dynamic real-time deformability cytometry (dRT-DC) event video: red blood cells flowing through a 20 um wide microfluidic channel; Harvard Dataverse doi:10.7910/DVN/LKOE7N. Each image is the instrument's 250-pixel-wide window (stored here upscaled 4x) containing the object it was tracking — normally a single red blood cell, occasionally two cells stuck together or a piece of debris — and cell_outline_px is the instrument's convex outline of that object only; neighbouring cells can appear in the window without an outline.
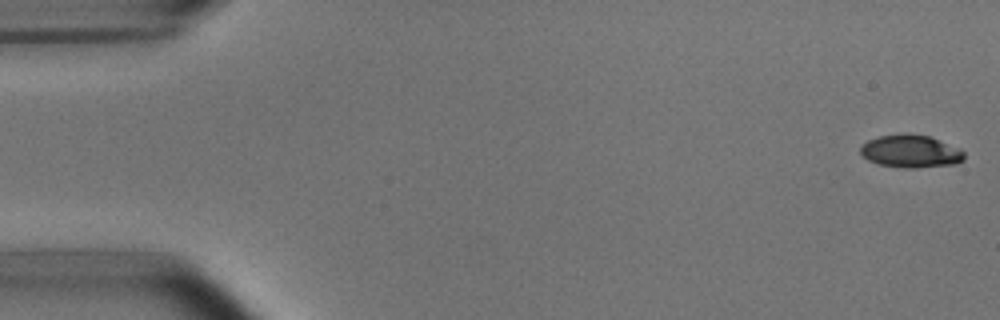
{"species": "common noctule bat (a hibernating species)", "species_latin": "Nyctalus noctula", "temperature_condition": "room temperature", "stored_images_in_passage": 15, "camera_frame_rate_fps": 3000, "um_per_image_px": 0.085, "animal": {"sex": "male", "body_mass_g": 15.6}, "frame": {"image": 1, "passage_image": 1, "time_ms": 0.0, "image_size_px": [1000, 320], "cell_outline_px": [[964, 160], [956, 164], [916, 168], [904, 168], [880, 164], [868, 160], [860, 152], [860, 148], [868, 140], [880, 136], [904, 132], [908, 132], [928, 136], [960, 148], [964, 152]], "centroid_in_image_um": [77.43, 12.85], "position_along_channel_um": 7.6, "area_um2": 19.88}}
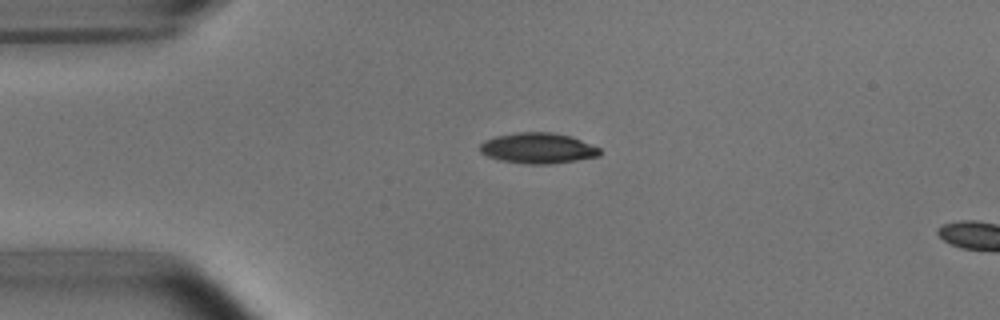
{"frame": {"image": 2, "passage_image": 12, "time_ms": 3.667, "image_size_px": [1000, 320], "cell_outline_px": [[600, 156], [576, 160], [548, 164], [528, 164], [500, 160], [488, 156], [480, 152], [480, 144], [484, 140], [496, 136], [516, 132], [552, 132], [572, 136], [600, 148]], "centroid_in_image_um": [45.72, 12.58], "position_along_channel_um": 39.3, "area_um2": 21.39}}